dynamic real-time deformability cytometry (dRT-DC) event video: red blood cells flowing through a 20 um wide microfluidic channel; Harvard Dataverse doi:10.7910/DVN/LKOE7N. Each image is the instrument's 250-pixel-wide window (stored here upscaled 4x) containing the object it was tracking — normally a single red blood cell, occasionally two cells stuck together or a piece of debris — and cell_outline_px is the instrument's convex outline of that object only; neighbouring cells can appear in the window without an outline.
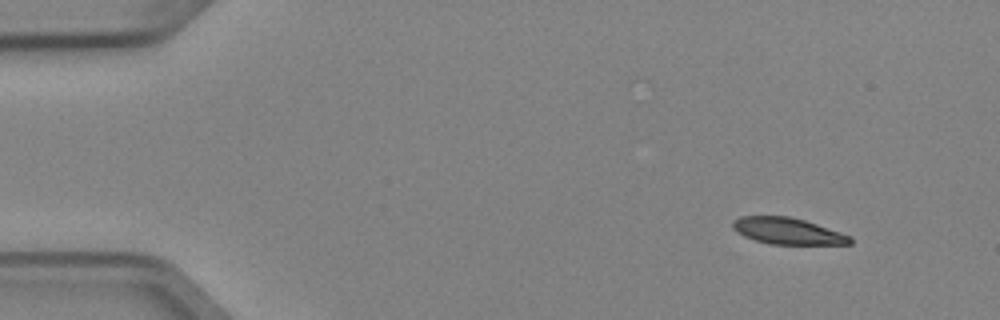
{"species": "Egyptian fruit bat (a non-hibernating species)", "species_latin": "Rousettus aegyptiacus", "temperature_condition": "cold", "stored_images_in_passage": 3, "camera_frame_rate_fps": 3000, "um_per_image_px": 0.085, "animal": {"sex": "female"}, "frame": {"image": 1, "passage_image": 1, "time_ms": 0.0, "image_size_px": [1000, 320], "cell_outline_px": [[852, 244], [772, 244], [756, 240], [744, 236], [732, 228], [732, 220], [740, 216], [788, 216], [804, 220], [852, 236]], "centroid_in_image_um": [66.94, 19.63], "position_along_channel_um": 18.1, "area_um2": 17.98}}
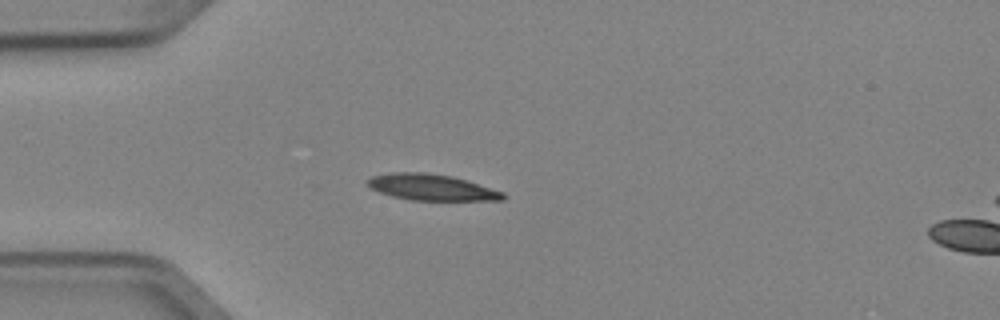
{"frame": {"image": 2, "passage_image": 3, "time_ms": 0.667, "image_size_px": [1000, 320], "cell_outline_px": [[508, 196], [504, 200], [412, 200], [392, 196], [380, 192], [372, 188], [368, 184], [368, 180], [372, 176], [392, 172], [424, 172], [452, 176], [504, 192]], "centroid_in_image_um": [36.71, 15.92], "position_along_channel_um": 48.3, "area_um2": 20.46}}